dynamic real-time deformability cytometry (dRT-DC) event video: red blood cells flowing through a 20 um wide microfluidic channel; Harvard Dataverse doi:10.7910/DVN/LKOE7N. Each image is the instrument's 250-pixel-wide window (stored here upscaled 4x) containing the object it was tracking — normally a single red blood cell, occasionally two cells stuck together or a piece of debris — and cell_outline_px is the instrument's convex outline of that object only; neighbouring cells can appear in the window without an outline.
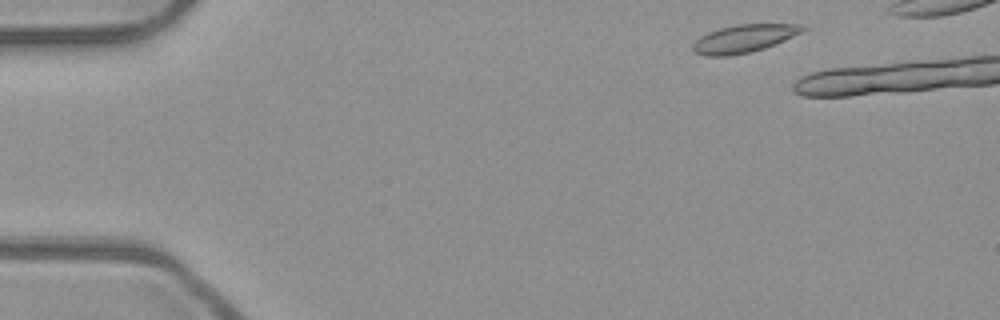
{"species": "common noctule bat (a hibernating species)", "species_latin": "Nyctalus noctula", "temperature_condition": "room temperature", "stored_images_in_passage": 6, "camera_frame_rate_fps": 3000, "um_per_image_px": 0.085, "animal": {"sex": "male", "body_mass_g": 23.1, "forearm_length_mm": 52.7}, "frame": {"image": 1, "passage_image": 3, "time_ms": 0.667, "image_size_px": [1000, 320], "cell_outline_px": [[808, 28], [784, 40], [764, 48], [748, 52], [728, 56], [708, 56], [696, 52], [692, 48], [692, 44], [700, 36], [708, 32], [720, 28], [736, 24], [800, 24]], "centroid_in_image_um": [63.21, 3.27], "position_along_channel_um": 21.8, "area_um2": 17.57}}